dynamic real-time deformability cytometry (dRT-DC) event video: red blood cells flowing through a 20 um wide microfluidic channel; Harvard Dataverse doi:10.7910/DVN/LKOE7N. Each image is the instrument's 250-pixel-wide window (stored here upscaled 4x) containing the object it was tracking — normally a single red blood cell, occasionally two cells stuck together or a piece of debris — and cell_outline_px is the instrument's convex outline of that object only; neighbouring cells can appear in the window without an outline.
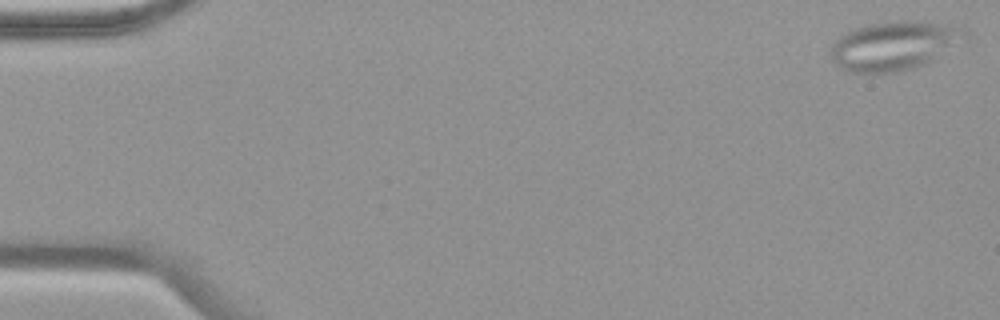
{"species": "common noctule bat (a hibernating species)", "species_latin": "Nyctalus noctula", "temperature_condition": "warm", "stored_images_in_passage": 13, "camera_frame_rate_fps": 3000, "um_per_image_px": 0.085, "animal": {"sex": "female", "body_mass_g": 19.9}, "frame": {"image": 1, "passage_image": 1, "time_ms": 0.0, "image_size_px": [1000, 320], "cell_outline_px": [[968, 40], [932, 60], [924, 64], [912, 68], [896, 72], [848, 72], [840, 68], [832, 60], [828, 48], [844, 32], [856, 28], [872, 24], [896, 20], [924, 20], [964, 24], [968, 32]], "centroid_in_image_um": [76.11, 3.83], "position_along_channel_um": 8.9, "area_um2": 39.42}}